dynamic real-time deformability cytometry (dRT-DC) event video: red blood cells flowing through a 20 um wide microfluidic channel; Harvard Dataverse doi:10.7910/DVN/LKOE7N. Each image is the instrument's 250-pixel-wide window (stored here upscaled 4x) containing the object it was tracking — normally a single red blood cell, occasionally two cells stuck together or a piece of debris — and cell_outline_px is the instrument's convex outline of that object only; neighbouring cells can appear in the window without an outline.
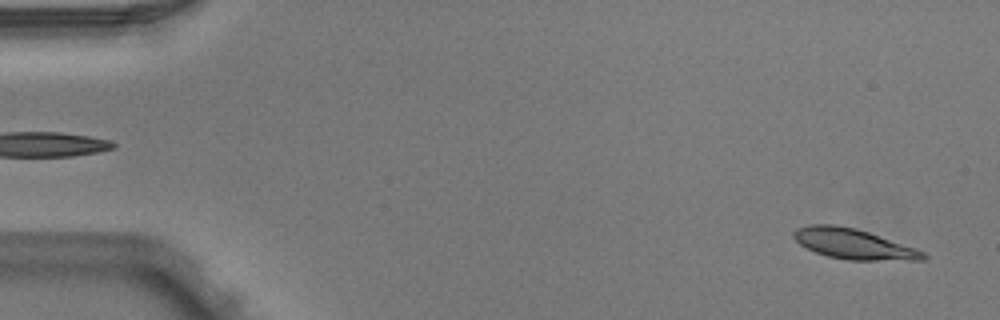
{"species": "Egyptian fruit bat (a non-hibernating species)", "species_latin": "Rousettus aegyptiacus", "temperature_condition": "warm", "stored_images_in_passage": 4, "camera_frame_rate_fps": 3000, "um_per_image_px": 0.085, "animal": {"sex": "male"}, "frame": {"image": 1, "passage_image": 4, "time_ms": 1.0, "image_size_px": [1000, 320], "cell_outline_px": [[928, 256], [924, 260], [848, 260], [828, 256], [816, 252], [800, 244], [792, 236], [792, 232], [796, 228], [808, 224], [836, 224], [856, 228], [916, 248], [924, 252]], "centroid_in_image_um": [72.53, 20.72], "position_along_channel_um": 12.5, "area_um2": 22.89}}